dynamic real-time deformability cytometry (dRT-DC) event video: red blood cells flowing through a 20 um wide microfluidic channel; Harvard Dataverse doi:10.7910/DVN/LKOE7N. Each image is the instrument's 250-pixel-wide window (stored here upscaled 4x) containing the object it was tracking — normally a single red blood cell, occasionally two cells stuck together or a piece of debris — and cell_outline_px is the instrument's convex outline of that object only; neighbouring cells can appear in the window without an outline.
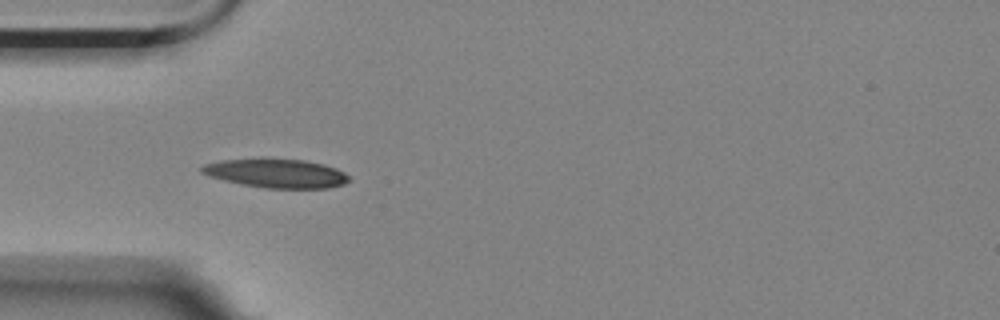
{"species": "Egyptian fruit bat (a non-hibernating species)", "species_latin": "Rousettus aegyptiacus", "temperature_condition": "room temperature", "stored_images_in_passage": 3, "camera_frame_rate_fps": 3000, "um_per_image_px": 0.085, "animal": {"sex": "female"}, "frame": {"image": 1, "passage_image": 2, "time_ms": 0.333, "image_size_px": [1000, 320], "cell_outline_px": [[352, 176], [344, 184], [328, 188], [264, 188], [240, 184], [224, 180], [200, 172], [200, 168], [204, 164], [220, 160], [260, 156], [264, 156], [304, 160], [324, 164], [336, 168]], "centroid_in_image_um": [23.47, 14.69], "position_along_channel_um": 61.5, "area_um2": 25.61}}
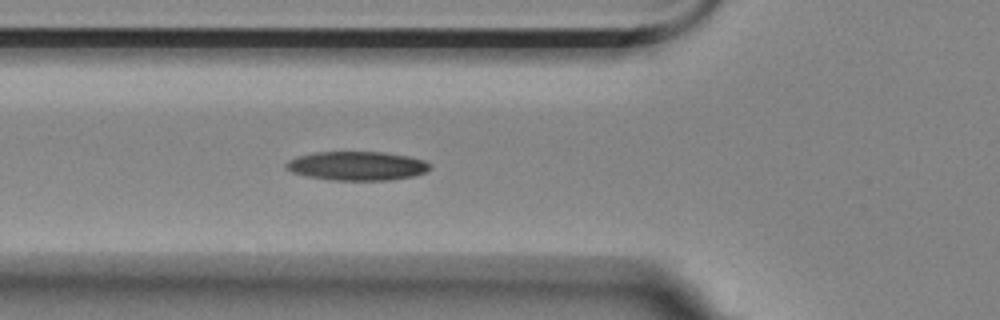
{"frame": {"image": 2, "passage_image": 3, "time_ms": 0.667, "image_size_px": [1000, 320], "cell_outline_px": [[432, 168], [424, 172], [412, 176], [388, 180], [332, 180], [308, 176], [292, 172], [284, 164], [288, 160], [296, 156], [316, 152], [384, 152], [408, 156], [424, 160], [432, 164]], "centroid_in_image_um": [30.36, 14.09], "position_along_channel_um": 95.4, "area_um2": 24.22}}